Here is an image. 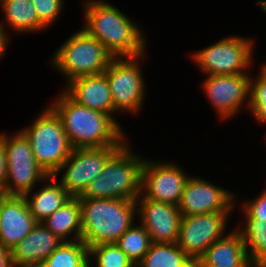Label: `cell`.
Segmentation results:
<instances>
[{"mask_svg":"<svg viewBox=\"0 0 266 267\" xmlns=\"http://www.w3.org/2000/svg\"><path fill=\"white\" fill-rule=\"evenodd\" d=\"M196 267H254L242 235L234 228L214 242L197 260Z\"/></svg>","mask_w":266,"mask_h":267,"instance_id":"obj_19","label":"cell"},{"mask_svg":"<svg viewBox=\"0 0 266 267\" xmlns=\"http://www.w3.org/2000/svg\"><path fill=\"white\" fill-rule=\"evenodd\" d=\"M136 224L134 222V224L115 242L135 265L143 259L152 244L146 229L140 222Z\"/></svg>","mask_w":266,"mask_h":267,"instance_id":"obj_26","label":"cell"},{"mask_svg":"<svg viewBox=\"0 0 266 267\" xmlns=\"http://www.w3.org/2000/svg\"><path fill=\"white\" fill-rule=\"evenodd\" d=\"M40 22L48 29L55 25L63 14L64 0H31ZM62 11V12H61ZM54 24V25H53Z\"/></svg>","mask_w":266,"mask_h":267,"instance_id":"obj_28","label":"cell"},{"mask_svg":"<svg viewBox=\"0 0 266 267\" xmlns=\"http://www.w3.org/2000/svg\"><path fill=\"white\" fill-rule=\"evenodd\" d=\"M264 189V190H263ZM258 196L244 199L240 204L239 211H242L241 217H266V187L263 188ZM246 200V201H245Z\"/></svg>","mask_w":266,"mask_h":267,"instance_id":"obj_30","label":"cell"},{"mask_svg":"<svg viewBox=\"0 0 266 267\" xmlns=\"http://www.w3.org/2000/svg\"><path fill=\"white\" fill-rule=\"evenodd\" d=\"M136 206L137 222L146 229L152 242L177 243L181 220L178 206L146 199L142 194L136 199Z\"/></svg>","mask_w":266,"mask_h":267,"instance_id":"obj_15","label":"cell"},{"mask_svg":"<svg viewBox=\"0 0 266 267\" xmlns=\"http://www.w3.org/2000/svg\"><path fill=\"white\" fill-rule=\"evenodd\" d=\"M39 186L38 190L34 188L23 197L33 218L37 222H42L65 204L71 196L53 175L47 176Z\"/></svg>","mask_w":266,"mask_h":267,"instance_id":"obj_20","label":"cell"},{"mask_svg":"<svg viewBox=\"0 0 266 267\" xmlns=\"http://www.w3.org/2000/svg\"><path fill=\"white\" fill-rule=\"evenodd\" d=\"M0 267H15L12 261V250L0 245Z\"/></svg>","mask_w":266,"mask_h":267,"instance_id":"obj_33","label":"cell"},{"mask_svg":"<svg viewBox=\"0 0 266 267\" xmlns=\"http://www.w3.org/2000/svg\"><path fill=\"white\" fill-rule=\"evenodd\" d=\"M259 66L257 76H250V103H266V62Z\"/></svg>","mask_w":266,"mask_h":267,"instance_id":"obj_29","label":"cell"},{"mask_svg":"<svg viewBox=\"0 0 266 267\" xmlns=\"http://www.w3.org/2000/svg\"><path fill=\"white\" fill-rule=\"evenodd\" d=\"M127 140L105 163L102 174L89 183L79 199H126L141 195L142 166L145 157Z\"/></svg>","mask_w":266,"mask_h":267,"instance_id":"obj_3","label":"cell"},{"mask_svg":"<svg viewBox=\"0 0 266 267\" xmlns=\"http://www.w3.org/2000/svg\"><path fill=\"white\" fill-rule=\"evenodd\" d=\"M64 241L41 222L12 250L15 267H39Z\"/></svg>","mask_w":266,"mask_h":267,"instance_id":"obj_18","label":"cell"},{"mask_svg":"<svg viewBox=\"0 0 266 267\" xmlns=\"http://www.w3.org/2000/svg\"><path fill=\"white\" fill-rule=\"evenodd\" d=\"M147 53L137 57L113 58L105 70L110 86L115 108V122L122 128L116 119L117 114L136 115L143 110L147 97V84L142 74V63Z\"/></svg>","mask_w":266,"mask_h":267,"instance_id":"obj_8","label":"cell"},{"mask_svg":"<svg viewBox=\"0 0 266 267\" xmlns=\"http://www.w3.org/2000/svg\"><path fill=\"white\" fill-rule=\"evenodd\" d=\"M62 89L78 104L108 114L115 121L113 97L105 72L76 78Z\"/></svg>","mask_w":266,"mask_h":267,"instance_id":"obj_16","label":"cell"},{"mask_svg":"<svg viewBox=\"0 0 266 267\" xmlns=\"http://www.w3.org/2000/svg\"><path fill=\"white\" fill-rule=\"evenodd\" d=\"M88 263L93 267H136L115 243L88 247Z\"/></svg>","mask_w":266,"mask_h":267,"instance_id":"obj_27","label":"cell"},{"mask_svg":"<svg viewBox=\"0 0 266 267\" xmlns=\"http://www.w3.org/2000/svg\"><path fill=\"white\" fill-rule=\"evenodd\" d=\"M231 213L215 212L181 217L177 245L196 263L214 242L230 232L227 225Z\"/></svg>","mask_w":266,"mask_h":267,"instance_id":"obj_13","label":"cell"},{"mask_svg":"<svg viewBox=\"0 0 266 267\" xmlns=\"http://www.w3.org/2000/svg\"><path fill=\"white\" fill-rule=\"evenodd\" d=\"M254 41L232 34L191 52L190 59L205 76L246 74L254 61Z\"/></svg>","mask_w":266,"mask_h":267,"instance_id":"obj_7","label":"cell"},{"mask_svg":"<svg viewBox=\"0 0 266 267\" xmlns=\"http://www.w3.org/2000/svg\"><path fill=\"white\" fill-rule=\"evenodd\" d=\"M33 218L23 196H8L1 206L0 245L12 249L34 228Z\"/></svg>","mask_w":266,"mask_h":267,"instance_id":"obj_17","label":"cell"},{"mask_svg":"<svg viewBox=\"0 0 266 267\" xmlns=\"http://www.w3.org/2000/svg\"><path fill=\"white\" fill-rule=\"evenodd\" d=\"M10 39L9 33L0 26V60L5 57V52L8 49L7 47H9L11 41Z\"/></svg>","mask_w":266,"mask_h":267,"instance_id":"obj_34","label":"cell"},{"mask_svg":"<svg viewBox=\"0 0 266 267\" xmlns=\"http://www.w3.org/2000/svg\"><path fill=\"white\" fill-rule=\"evenodd\" d=\"M83 29L114 57H137L148 52L140 24L105 0H83Z\"/></svg>","mask_w":266,"mask_h":267,"instance_id":"obj_1","label":"cell"},{"mask_svg":"<svg viewBox=\"0 0 266 267\" xmlns=\"http://www.w3.org/2000/svg\"><path fill=\"white\" fill-rule=\"evenodd\" d=\"M113 58L99 40L81 27L55 49L48 61L66 79L65 87L76 78L104 73Z\"/></svg>","mask_w":266,"mask_h":267,"instance_id":"obj_5","label":"cell"},{"mask_svg":"<svg viewBox=\"0 0 266 267\" xmlns=\"http://www.w3.org/2000/svg\"><path fill=\"white\" fill-rule=\"evenodd\" d=\"M7 174V159L5 148L0 141V192H5V182Z\"/></svg>","mask_w":266,"mask_h":267,"instance_id":"obj_32","label":"cell"},{"mask_svg":"<svg viewBox=\"0 0 266 267\" xmlns=\"http://www.w3.org/2000/svg\"><path fill=\"white\" fill-rule=\"evenodd\" d=\"M248 111L254 116L256 123L261 126L266 124V103H250Z\"/></svg>","mask_w":266,"mask_h":267,"instance_id":"obj_31","label":"cell"},{"mask_svg":"<svg viewBox=\"0 0 266 267\" xmlns=\"http://www.w3.org/2000/svg\"><path fill=\"white\" fill-rule=\"evenodd\" d=\"M175 162V160L173 162L161 159L153 161L145 157L142 166L141 194L146 199L179 205L185 184L191 175Z\"/></svg>","mask_w":266,"mask_h":267,"instance_id":"obj_12","label":"cell"},{"mask_svg":"<svg viewBox=\"0 0 266 267\" xmlns=\"http://www.w3.org/2000/svg\"><path fill=\"white\" fill-rule=\"evenodd\" d=\"M234 228L242 235L253 264L266 257V217H242V222Z\"/></svg>","mask_w":266,"mask_h":267,"instance_id":"obj_24","label":"cell"},{"mask_svg":"<svg viewBox=\"0 0 266 267\" xmlns=\"http://www.w3.org/2000/svg\"><path fill=\"white\" fill-rule=\"evenodd\" d=\"M88 246L82 241L63 242L39 267H85Z\"/></svg>","mask_w":266,"mask_h":267,"instance_id":"obj_25","label":"cell"},{"mask_svg":"<svg viewBox=\"0 0 266 267\" xmlns=\"http://www.w3.org/2000/svg\"><path fill=\"white\" fill-rule=\"evenodd\" d=\"M254 267H266V257L260 259L257 263H255Z\"/></svg>","mask_w":266,"mask_h":267,"instance_id":"obj_35","label":"cell"},{"mask_svg":"<svg viewBox=\"0 0 266 267\" xmlns=\"http://www.w3.org/2000/svg\"><path fill=\"white\" fill-rule=\"evenodd\" d=\"M40 111L31 124L20 130L28 138L37 164L48 175H54L73 148L57 113L49 105Z\"/></svg>","mask_w":266,"mask_h":267,"instance_id":"obj_6","label":"cell"},{"mask_svg":"<svg viewBox=\"0 0 266 267\" xmlns=\"http://www.w3.org/2000/svg\"><path fill=\"white\" fill-rule=\"evenodd\" d=\"M85 267H93L92 265H90V263H88Z\"/></svg>","mask_w":266,"mask_h":267,"instance_id":"obj_37","label":"cell"},{"mask_svg":"<svg viewBox=\"0 0 266 267\" xmlns=\"http://www.w3.org/2000/svg\"><path fill=\"white\" fill-rule=\"evenodd\" d=\"M81 240L88 246L115 243L137 219L136 201L126 199H79Z\"/></svg>","mask_w":266,"mask_h":267,"instance_id":"obj_4","label":"cell"},{"mask_svg":"<svg viewBox=\"0 0 266 267\" xmlns=\"http://www.w3.org/2000/svg\"><path fill=\"white\" fill-rule=\"evenodd\" d=\"M237 194L199 176L187 180L178 209L181 217L215 212H233ZM236 200V201H235Z\"/></svg>","mask_w":266,"mask_h":267,"instance_id":"obj_14","label":"cell"},{"mask_svg":"<svg viewBox=\"0 0 266 267\" xmlns=\"http://www.w3.org/2000/svg\"><path fill=\"white\" fill-rule=\"evenodd\" d=\"M120 147L73 149L53 176L71 197H79L86 186L102 174L105 163Z\"/></svg>","mask_w":266,"mask_h":267,"instance_id":"obj_10","label":"cell"},{"mask_svg":"<svg viewBox=\"0 0 266 267\" xmlns=\"http://www.w3.org/2000/svg\"><path fill=\"white\" fill-rule=\"evenodd\" d=\"M0 133L7 159L5 193L8 196H24L49 176L38 164L30 142L19 129Z\"/></svg>","mask_w":266,"mask_h":267,"instance_id":"obj_9","label":"cell"},{"mask_svg":"<svg viewBox=\"0 0 266 267\" xmlns=\"http://www.w3.org/2000/svg\"><path fill=\"white\" fill-rule=\"evenodd\" d=\"M0 11L4 19L0 21V26L9 31V34H39V31L47 30L40 22L31 0H0Z\"/></svg>","mask_w":266,"mask_h":267,"instance_id":"obj_21","label":"cell"},{"mask_svg":"<svg viewBox=\"0 0 266 267\" xmlns=\"http://www.w3.org/2000/svg\"><path fill=\"white\" fill-rule=\"evenodd\" d=\"M136 267H196V263L177 243L152 242Z\"/></svg>","mask_w":266,"mask_h":267,"instance_id":"obj_23","label":"cell"},{"mask_svg":"<svg viewBox=\"0 0 266 267\" xmlns=\"http://www.w3.org/2000/svg\"><path fill=\"white\" fill-rule=\"evenodd\" d=\"M251 73L235 75H210L201 83L204 96L211 103L220 121L235 118L250 105ZM241 109V110H240Z\"/></svg>","mask_w":266,"mask_h":267,"instance_id":"obj_11","label":"cell"},{"mask_svg":"<svg viewBox=\"0 0 266 267\" xmlns=\"http://www.w3.org/2000/svg\"><path fill=\"white\" fill-rule=\"evenodd\" d=\"M41 223L64 242L81 240L82 223L79 198L71 197Z\"/></svg>","mask_w":266,"mask_h":267,"instance_id":"obj_22","label":"cell"},{"mask_svg":"<svg viewBox=\"0 0 266 267\" xmlns=\"http://www.w3.org/2000/svg\"><path fill=\"white\" fill-rule=\"evenodd\" d=\"M8 197V195L5 192H0V213H1V206L3 204V201Z\"/></svg>","mask_w":266,"mask_h":267,"instance_id":"obj_36","label":"cell"},{"mask_svg":"<svg viewBox=\"0 0 266 267\" xmlns=\"http://www.w3.org/2000/svg\"><path fill=\"white\" fill-rule=\"evenodd\" d=\"M48 105L60 117L73 149L122 146L129 139L108 114L78 104L64 90Z\"/></svg>","mask_w":266,"mask_h":267,"instance_id":"obj_2","label":"cell"}]
</instances>
